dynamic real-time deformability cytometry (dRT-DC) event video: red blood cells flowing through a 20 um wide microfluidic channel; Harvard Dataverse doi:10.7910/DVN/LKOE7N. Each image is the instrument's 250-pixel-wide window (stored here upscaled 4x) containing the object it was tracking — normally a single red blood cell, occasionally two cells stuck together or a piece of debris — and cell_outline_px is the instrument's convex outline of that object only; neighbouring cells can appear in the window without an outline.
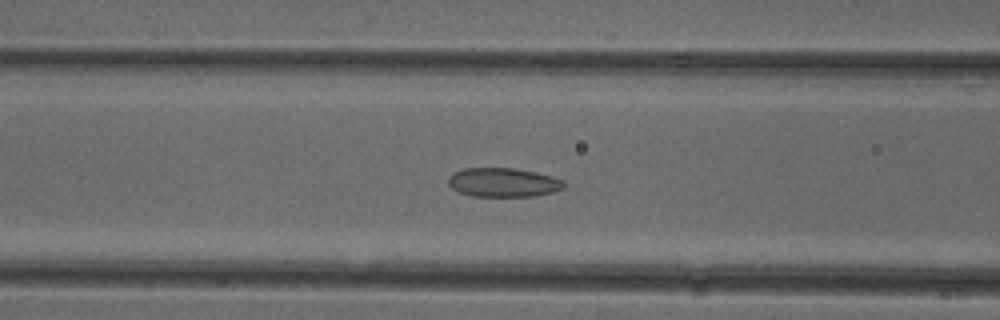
{"species": "common noctule bat (a hibernating species)", "species_latin": "Nyctalus noctula", "temperature_condition": "cold", "stored_images_in_passage": 52, "camera_frame_rate_fps": 3000, "um_per_image_px": 0.085, "animal": {"sex": "female"}, "frame": {"image": 1, "passage_image": 21, "time_ms": 6.667, "image_size_px": [1000, 320], "cell_outline_px": [[564, 188], [552, 192], [536, 196], [472, 196], [460, 192], [452, 188], [448, 184], [448, 176], [452, 172], [464, 168], [512, 168], [536, 172], [552, 176], [564, 180]], "centroid_in_image_um": [42.76, 15.5], "position_along_channel_um": 123.8, "area_um2": 19.65}}
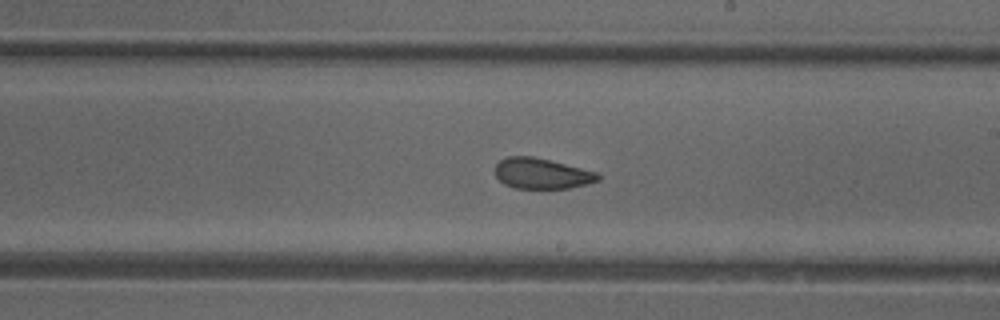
{"frame": {"image": 2, "passage_image": 30, "time_ms": 9.667, "image_size_px": [1000, 320], "cell_outline_px": [[600, 180], [588, 184], [568, 188], [516, 188], [504, 184], [496, 176], [496, 164], [500, 160], [508, 156], [532, 156], [596, 172], [600, 176]], "centroid_in_image_um": [46.04, 14.75], "position_along_channel_um": 243.0, "area_um2": 18.09}}
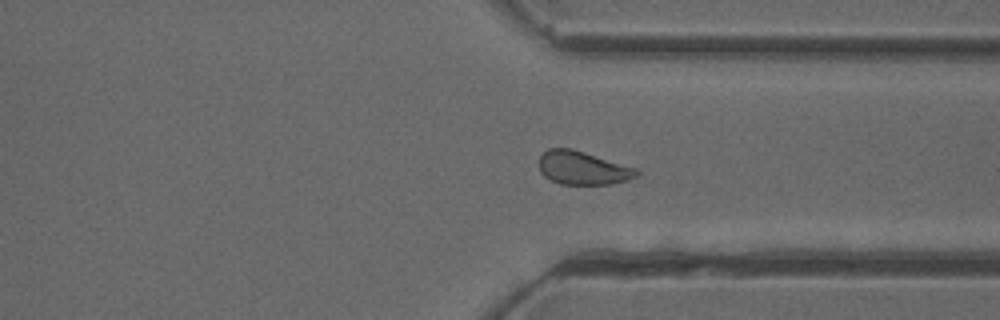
{"frame": {"image": 3, "passage_image": 39, "time_ms": 12.667, "image_size_px": [1000, 320], "cell_outline_px": [[640, 172], [636, 176], [612, 184], [560, 184], [544, 176], [540, 172], [540, 156], [548, 148], [572, 148], [636, 168]], "centroid_in_image_um": [49.51, 14.27], "position_along_channel_um": 361.9, "area_um2": 18.79}, "authors_computed_cell_mechanics": {"area_um2": 20.2878, "velocity_mm_per_s": 3.9742, "shape_relaxation_time_tau1_ms": 7.5385, "shape_relaxation_time_tau2_ms": 2.0326, "deformation_change_tau1": 0.1419, "deformation_change_tau2": 0.079}}